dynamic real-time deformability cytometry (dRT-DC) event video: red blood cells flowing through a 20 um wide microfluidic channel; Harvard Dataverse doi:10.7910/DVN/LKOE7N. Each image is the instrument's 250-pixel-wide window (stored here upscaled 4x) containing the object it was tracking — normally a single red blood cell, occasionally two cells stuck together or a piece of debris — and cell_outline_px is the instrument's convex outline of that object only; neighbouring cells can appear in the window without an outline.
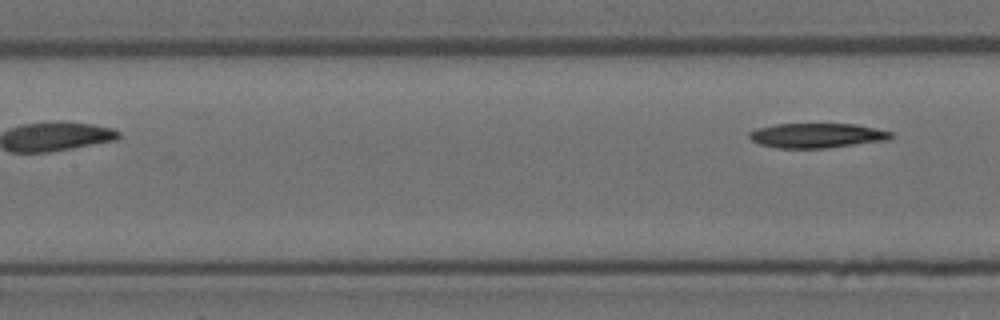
{"species": "Egyptian fruit bat (a non-hibernating species)", "species_latin": "Rousettus aegyptiacus", "temperature_condition": "room temperature", "stored_images_in_passage": 8, "segment_of_instrument_passage": [2, 2], "camera_frame_rate_fps": 3000, "um_per_image_px": 0.085, "animal": {"sex": "female"}, "frame": {"image": 1, "passage_image": 8, "time_ms": 2.333, "image_size_px": [1000, 320], "cell_outline_px": [[892, 136], [888, 140], [828, 148], [776, 148], [760, 144], [752, 140], [748, 136], [748, 132], [756, 128], [776, 124], [856, 124], [892, 132]], "centroid_in_image_um": [69.41, 11.52], "position_along_channel_um": 138.0, "area_um2": 20.4}}